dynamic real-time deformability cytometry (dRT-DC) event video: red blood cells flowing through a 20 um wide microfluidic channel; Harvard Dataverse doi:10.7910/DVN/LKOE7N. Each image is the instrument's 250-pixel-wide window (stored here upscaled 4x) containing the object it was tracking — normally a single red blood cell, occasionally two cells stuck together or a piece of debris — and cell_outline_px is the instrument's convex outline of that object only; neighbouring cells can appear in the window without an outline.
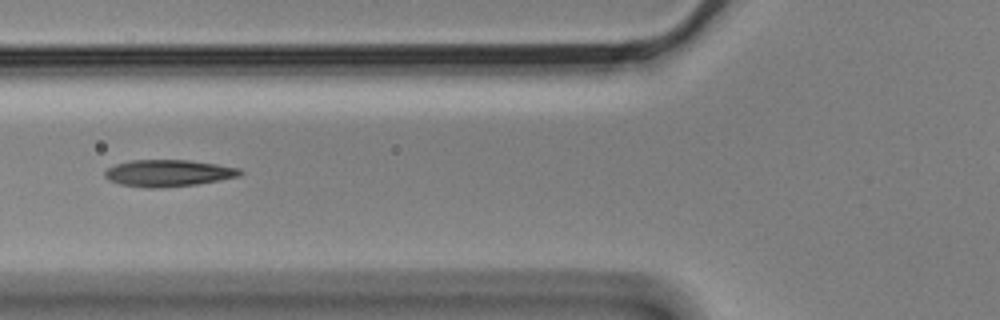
{"species": "Egyptian fruit bat (a non-hibernating species)", "species_latin": "Rousettus aegyptiacus", "temperature_condition": "cold", "stored_images_in_passage": 13, "camera_frame_rate_fps": 3000, "um_per_image_px": 0.085, "animal": {"sex": "male"}, "frame": {"image": 1, "passage_image": 4, "time_ms": 1.0, "image_size_px": [1000, 320], "cell_outline_px": [[244, 172], [240, 176], [220, 180], [196, 184], [164, 188], [148, 188], [120, 184], [108, 180], [104, 176], [104, 172], [108, 168], [116, 164], [132, 160], [188, 160], [216, 164], [240, 168]], "centroid_in_image_um": [14.31, 14.72], "position_along_channel_um": 111.5, "area_um2": 21.15}}
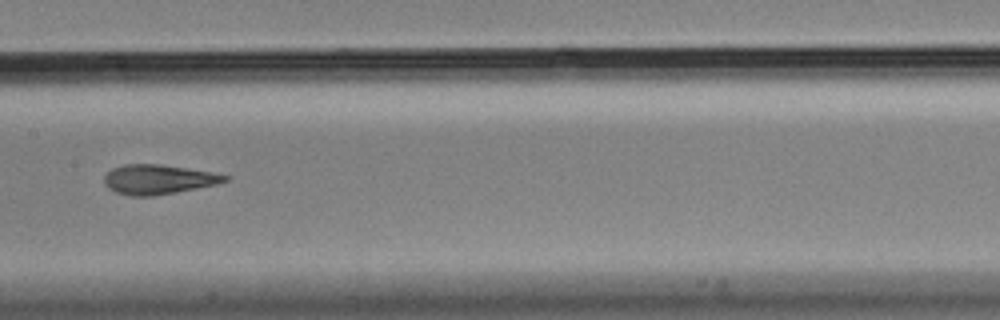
{"frame": {"image": 2, "passage_image": 6, "time_ms": 1.667, "image_size_px": [1000, 320], "cell_outline_px": [[232, 176], [228, 180], [216, 184], [176, 192], [152, 196], [132, 196], [116, 192], [108, 188], [104, 184], [104, 176], [112, 168], [124, 164], [160, 164], [212, 172]], "centroid_in_image_um": [13.44, 15.24], "position_along_channel_um": 194.0, "area_um2": 20.75}}
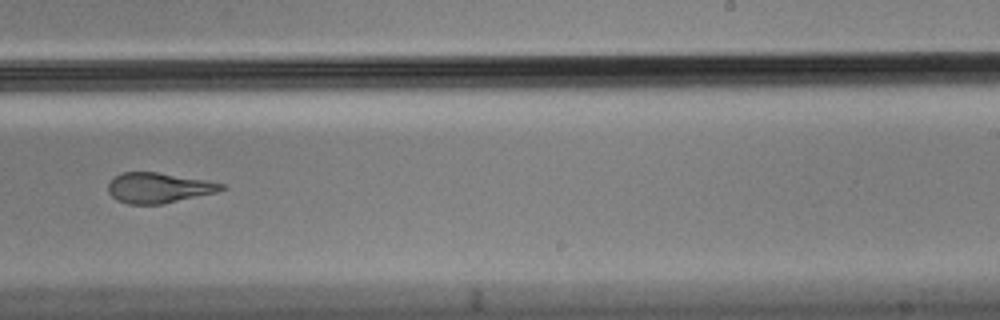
{"frame": {"image": 3, "passage_image": 8, "time_ms": 2.333, "image_size_px": [1000, 320], "cell_outline_px": [[228, 188], [216, 192], [160, 204], [128, 204], [116, 200], [108, 192], [108, 180], [112, 176], [120, 172], [156, 172], [204, 180], [224, 184]], "centroid_in_image_um": [13.41, 15.95], "position_along_channel_um": 275.6, "area_um2": 19.94}}